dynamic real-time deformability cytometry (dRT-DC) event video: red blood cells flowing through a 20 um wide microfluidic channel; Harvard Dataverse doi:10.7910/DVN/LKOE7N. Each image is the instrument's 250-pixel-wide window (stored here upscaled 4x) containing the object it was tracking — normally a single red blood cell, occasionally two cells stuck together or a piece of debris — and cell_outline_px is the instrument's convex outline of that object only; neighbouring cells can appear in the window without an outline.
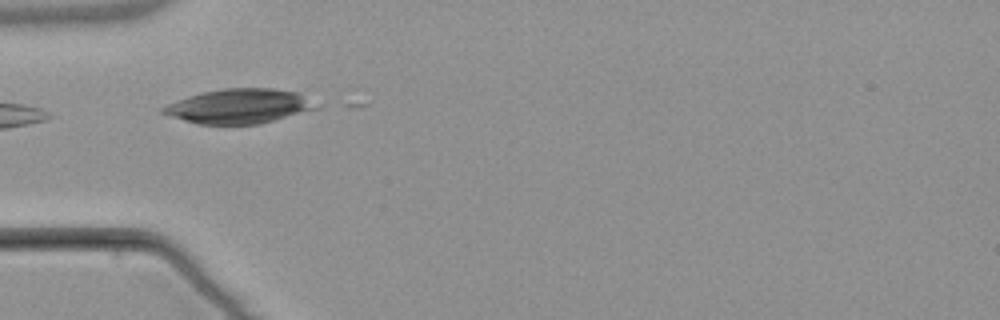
{"species": "common noctule bat (a hibernating species)", "species_latin": "Nyctalus noctula", "temperature_condition": "warm", "stored_images_in_passage": 6, "camera_frame_rate_fps": 3000, "um_per_image_px": 0.085, "animal": {"sex": "male", "body_mass_g": 21.5, "forearm_length_mm": 52.0}, "frame": {"image": 1, "passage_image": 5, "time_ms": 4.667, "image_size_px": [1000, 320], "cell_outline_px": [[324, 104], [320, 108], [256, 124], [196, 124], [160, 112], [160, 108], [168, 104], [188, 96], [200, 92], [224, 88], [276, 88], [300, 92]], "centroid_in_image_um": [20.42, 9.0], "position_along_channel_um": 64.6, "area_um2": 31.15}}